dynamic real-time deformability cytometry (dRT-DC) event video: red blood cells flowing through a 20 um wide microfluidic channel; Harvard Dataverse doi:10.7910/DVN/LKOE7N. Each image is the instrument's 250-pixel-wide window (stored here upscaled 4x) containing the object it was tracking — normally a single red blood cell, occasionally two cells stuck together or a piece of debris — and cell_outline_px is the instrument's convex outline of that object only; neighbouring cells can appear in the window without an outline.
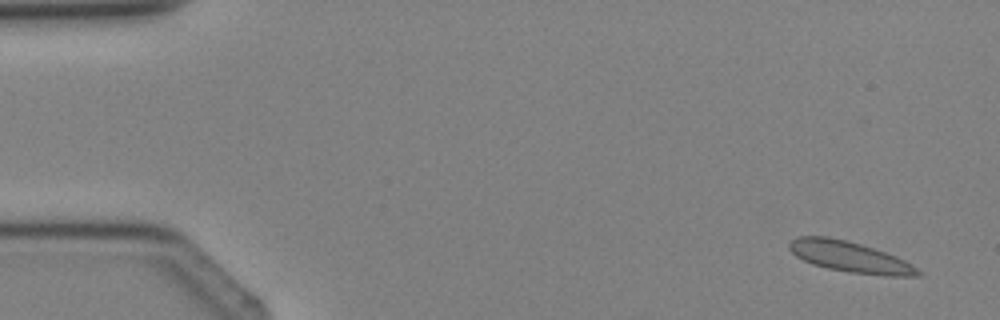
{"species": "Egyptian fruit bat (a non-hibernating species)", "species_latin": "Rousettus aegyptiacus", "temperature_condition": "cold", "stored_images_in_passage": 4, "camera_frame_rate_fps": 3000, "um_per_image_px": 0.085, "animal": {"sex": "female"}, "frame": {"image": 1, "passage_image": 1, "time_ms": 0.0, "image_size_px": [1000, 320], "cell_outline_px": [[924, 276], [884, 276], [848, 272], [828, 268], [812, 264], [796, 256], [788, 248], [788, 244], [792, 240], [800, 236], [828, 236], [848, 240], [896, 256], [912, 264], [924, 272]], "centroid_in_image_um": [72.28, 21.85], "position_along_channel_um": 12.7, "area_um2": 23.24}}
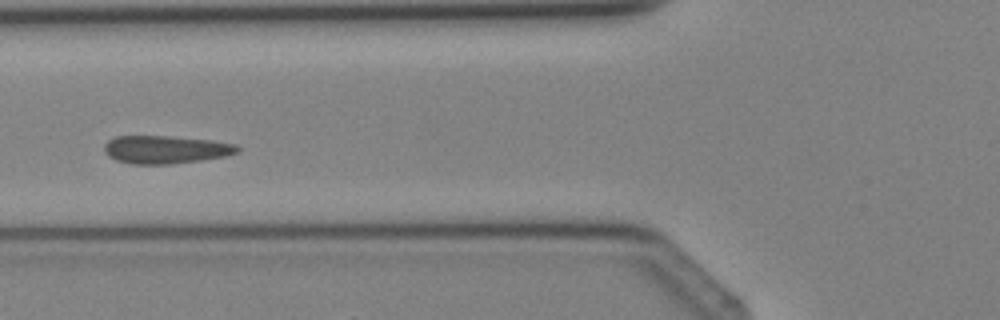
{"frame": {"image": 2, "passage_image": 4, "time_ms": 4.333, "image_size_px": [1000, 320], "cell_outline_px": [[240, 152], [224, 156], [200, 160], [172, 164], [132, 164], [116, 160], [108, 156], [104, 152], [104, 144], [108, 140], [116, 136], [168, 136], [212, 140], [236, 144], [240, 148]], "centroid_in_image_um": [14.07, 12.71], "position_along_channel_um": 111.7, "area_um2": 21.79}}